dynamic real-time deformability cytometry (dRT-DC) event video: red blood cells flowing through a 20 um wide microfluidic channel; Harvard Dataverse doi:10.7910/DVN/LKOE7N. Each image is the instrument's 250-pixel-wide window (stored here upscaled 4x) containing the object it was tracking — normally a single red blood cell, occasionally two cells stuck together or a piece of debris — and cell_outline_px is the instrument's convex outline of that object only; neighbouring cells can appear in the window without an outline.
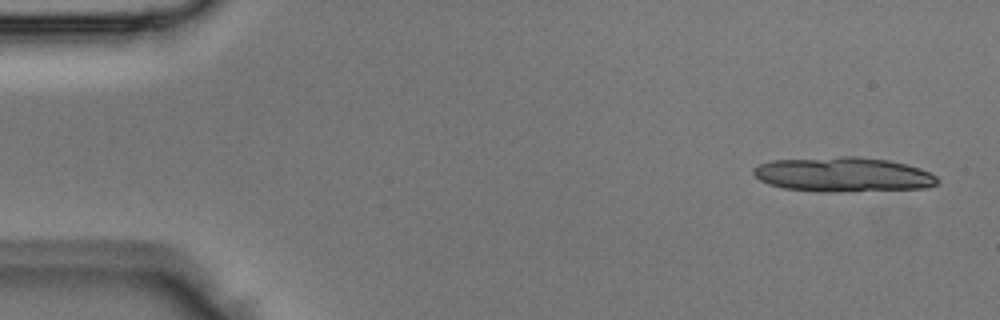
{"species": "Egyptian fruit bat (a non-hibernating species)", "species_latin": "Rousettus aegyptiacus", "temperature_condition": "room temperature", "stored_images_in_passage": 3, "camera_frame_rate_fps": 3000, "um_per_image_px": 0.085, "animal": {"sex": "male"}, "frame": {"image": 1, "passage_image": 1, "time_ms": 0.0, "image_size_px": [1000, 320], "cell_outline_px": [[940, 180], [936, 184], [924, 188], [824, 192], [784, 188], [768, 184], [760, 180], [752, 172], [752, 168], [760, 164], [772, 160], [840, 156], [856, 156], [888, 160], [920, 168], [936, 176]], "centroid_in_image_um": [71.63, 14.82], "position_along_channel_um": 13.4, "area_um2": 36.99}}